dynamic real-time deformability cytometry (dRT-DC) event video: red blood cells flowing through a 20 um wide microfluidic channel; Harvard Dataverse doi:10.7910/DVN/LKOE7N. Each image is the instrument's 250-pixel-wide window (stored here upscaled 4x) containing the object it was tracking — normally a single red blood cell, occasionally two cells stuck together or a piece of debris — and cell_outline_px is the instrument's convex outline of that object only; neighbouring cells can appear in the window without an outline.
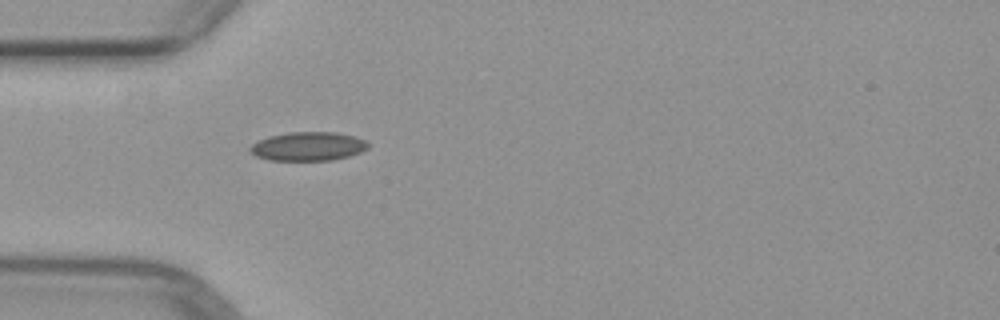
{"species": "common noctule bat (a hibernating species)", "species_latin": "Nyctalus noctula", "temperature_condition": "warm", "stored_images_in_passage": 1, "camera_frame_rate_fps": 3000, "um_per_image_px": 0.085, "animal": {"sex": "female", "body_mass_g": 29.2, "forearm_length_mm": 56.3}, "frame": {"image": 1, "passage_image": 1, "time_ms": 0.0, "image_size_px": [1000, 320], "cell_outline_px": [[368, 148], [360, 152], [348, 156], [332, 160], [268, 160], [256, 156], [248, 148], [252, 144], [268, 136], [288, 132], [336, 132], [352, 136], [364, 140], [368, 144]], "centroid_in_image_um": [26.16, 12.44], "position_along_channel_um": 58.8, "area_um2": 19.65}}